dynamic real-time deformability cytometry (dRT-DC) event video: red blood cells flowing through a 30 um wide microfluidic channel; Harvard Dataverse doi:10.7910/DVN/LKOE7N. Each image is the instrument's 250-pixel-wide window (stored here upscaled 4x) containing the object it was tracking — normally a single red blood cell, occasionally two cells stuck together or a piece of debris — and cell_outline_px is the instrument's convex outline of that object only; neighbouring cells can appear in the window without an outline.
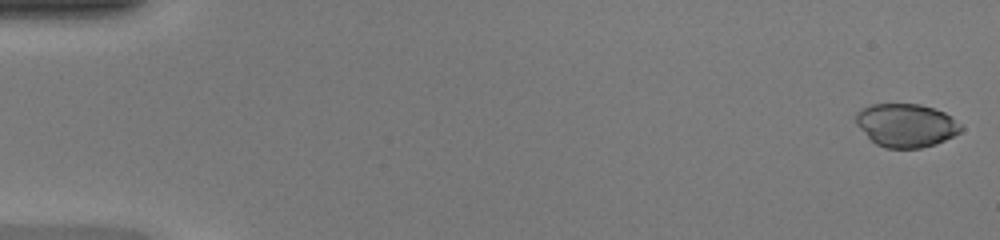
{"species": "common noctule bat (a hibernating species)", "species_latin": "Nyctalus noctula", "temperature_condition": "warm", "stored_images_in_passage": 9, "camera_frame_rate_fps": 3000, "um_per_image_px": 0.085, "animal": {"sex": "female", "body_mass_g": 20.0, "forearm_length_mm": 54.0}, "frame": {"image": 1, "passage_image": 1, "time_ms": 0.0, "image_size_px": [1000, 240], "cell_outline_px": [[964, 128], [960, 132], [936, 144], [920, 148], [884, 148], [876, 144], [856, 124], [856, 112], [860, 108], [872, 104], [920, 104], [936, 108], [944, 112], [960, 124]], "centroid_in_image_um": [77.01, 10.64], "position_along_channel_um": 8.0, "area_um2": 26.53}}